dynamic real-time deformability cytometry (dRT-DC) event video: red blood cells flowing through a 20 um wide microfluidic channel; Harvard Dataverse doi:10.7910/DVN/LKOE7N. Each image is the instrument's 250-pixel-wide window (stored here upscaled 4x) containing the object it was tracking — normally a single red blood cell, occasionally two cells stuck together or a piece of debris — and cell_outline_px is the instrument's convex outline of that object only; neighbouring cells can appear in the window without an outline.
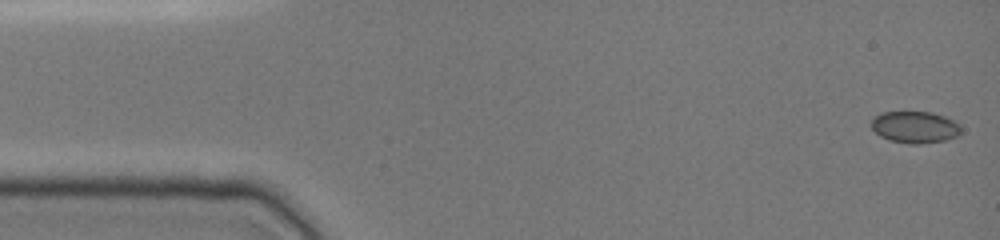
{"species": "common noctule bat (a hibernating species)", "species_latin": "Nyctalus noctula", "temperature_condition": "cold", "stored_images_in_passage": 47, "camera_frame_rate_fps": 3000, "um_per_image_px": 0.085, "animal": {"sex": "female", "body_mass_g": 19.0, "forearm_length_mm": 51.5}, "frame": {"image": 1, "passage_image": 1, "time_ms": 0.0, "image_size_px": [1000, 240], "cell_outline_px": [[960, 132], [956, 136], [944, 140], [920, 144], [908, 144], [888, 140], [880, 136], [872, 128], [872, 120], [876, 116], [884, 112], [932, 112], [944, 116], [960, 124]], "centroid_in_image_um": [77.76, 10.81], "position_along_channel_um": 7.2, "area_um2": 16.47}}
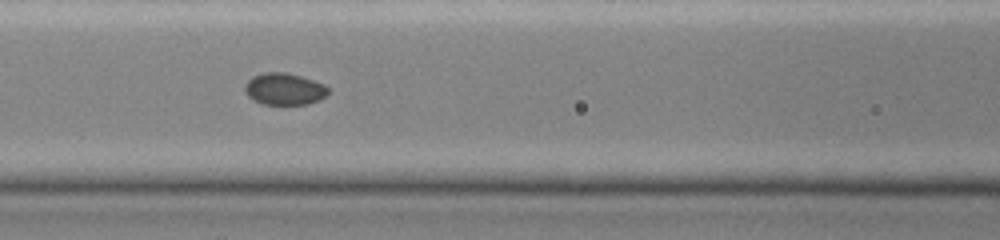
{"frame": {"image": 2, "passage_image": 20, "time_ms": 6.333, "image_size_px": [1000, 240], "cell_outline_px": [[328, 92], [320, 100], [308, 104], [264, 104], [248, 96], [244, 92], [244, 84], [252, 76], [264, 72], [284, 72], [300, 76], [324, 84], [328, 88]], "centroid_in_image_um": [24.14, 7.56], "position_along_channel_um": 142.5, "area_um2": 15.37}}
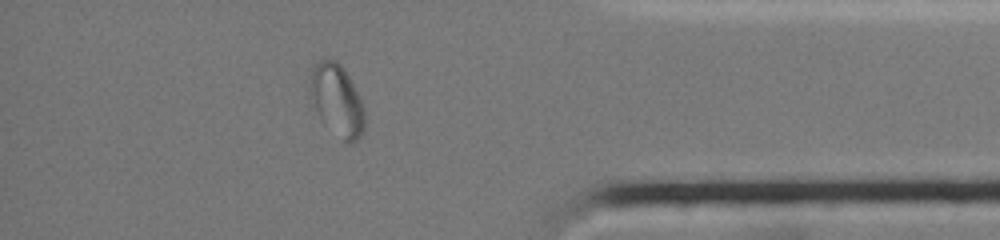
{"frame": {"image": 3, "passage_image": 41, "time_ms": 13.333, "image_size_px": [1000, 240], "cell_outline_px": [[364, 128], [360, 136], [352, 144], [344, 144], [320, 120], [308, 96], [308, 84], [312, 68], [320, 60], [336, 60], [344, 68], [364, 108]], "centroid_in_image_um": [28.58, 8.57], "position_along_channel_um": 406.6, "area_um2": 23.24}, "authors_computed_cell_mechanics": {"area_um2": 16.0106, "velocity_mm_per_s": 3.9971, "shape_relaxation_time_tau1_ms": 5.3965, "shape_relaxation_time_tau2_ms": null, "deformation_change_tau1": 0.0693, "deformation_change_tau2": null}}